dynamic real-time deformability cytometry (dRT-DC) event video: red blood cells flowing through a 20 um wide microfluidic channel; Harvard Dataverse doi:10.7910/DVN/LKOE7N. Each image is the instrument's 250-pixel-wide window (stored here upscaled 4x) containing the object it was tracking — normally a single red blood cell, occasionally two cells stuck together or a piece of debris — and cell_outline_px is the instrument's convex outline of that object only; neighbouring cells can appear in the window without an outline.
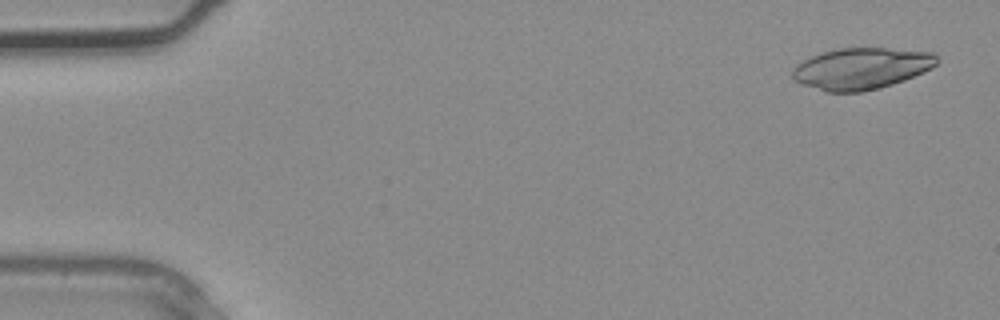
{"species": "common noctule bat (a hibernating species)", "species_latin": "Nyctalus noctula", "temperature_condition": "warm", "stored_images_in_passage": 2, "camera_frame_rate_fps": 3000, "um_per_image_px": 0.085, "animal": {"sex": "male", "body_mass_g": 20.4}, "frame": {"image": 1, "passage_image": 1, "time_ms": 0.0, "image_size_px": [1000, 320], "cell_outline_px": [[940, 60], [932, 68], [924, 72], [904, 80], [880, 88], [860, 92], [828, 92], [804, 84], [796, 80], [792, 76], [792, 68], [796, 64], [808, 56], [820, 52], [836, 48], [888, 48], [936, 52]], "centroid_in_image_um": [73.24, 5.8], "position_along_channel_um": 11.8, "area_um2": 35.26}}